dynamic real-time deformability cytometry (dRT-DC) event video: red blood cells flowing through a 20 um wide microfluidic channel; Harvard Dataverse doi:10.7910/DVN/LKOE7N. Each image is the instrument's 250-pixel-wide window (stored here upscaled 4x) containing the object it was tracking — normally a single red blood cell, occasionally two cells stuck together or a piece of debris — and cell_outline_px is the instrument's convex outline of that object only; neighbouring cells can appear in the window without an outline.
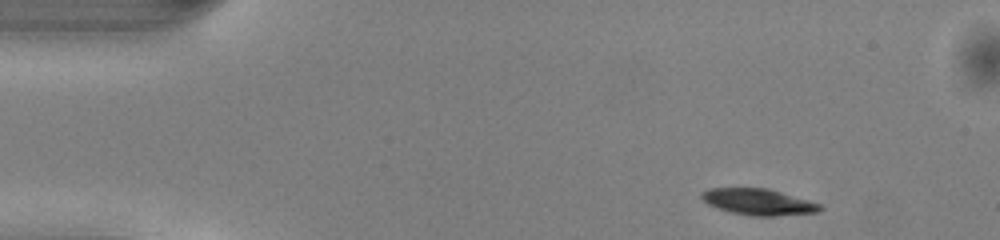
{"species": "common noctule bat (a hibernating species)", "species_latin": "Nyctalus noctula", "temperature_condition": "warm", "stored_images_in_passage": 46, "segment_of_instrument_passage": [1, 2], "camera_frame_rate_fps": 3000, "um_per_image_px": 0.085, "animal": {"sex": "male", "body_mass_g": 13.0, "forearm_length_mm": 53.1}, "frame": {"image": 1, "passage_image": 1, "time_ms": 0.0, "image_size_px": [1000, 240], "cell_outline_px": [[824, 208], [820, 212], [776, 216], [752, 216], [732, 212], [708, 204], [700, 196], [700, 192], [708, 188], [768, 188], [808, 200], [820, 204]], "centroid_in_image_um": [64.48, 17.16], "position_along_channel_um": 20.5, "area_um2": 18.09}}
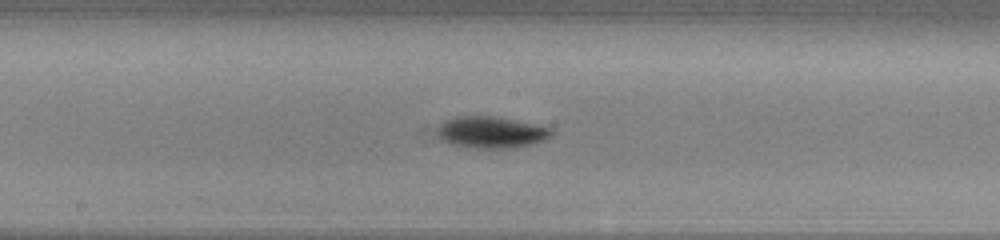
{"frame": {"image": 2, "passage_image": 21, "time_ms": 6.667, "image_size_px": [1000, 240], "cell_outline_px": [[556, 132], [552, 136], [544, 140], [532, 144], [516, 148], [472, 148], [448, 144], [440, 140], [436, 136], [436, 128], [444, 120], [456, 116], [496, 116], [552, 128]], "centroid_in_image_um": [41.71, 11.25], "position_along_channel_um": 206.5, "area_um2": 21.56}}
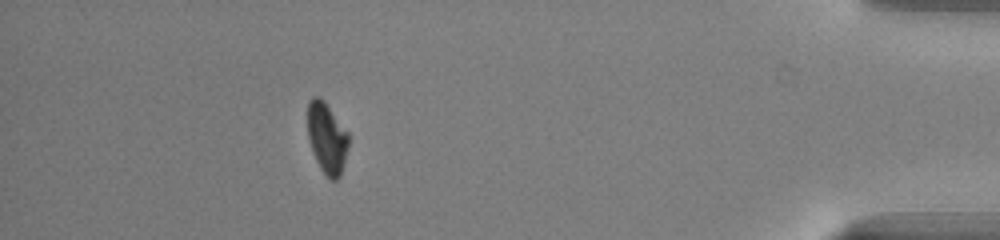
{"frame": {"image": 3, "passage_image": 40, "time_ms": 13.0, "image_size_px": [1000, 240], "cell_outline_px": [[348, 148], [340, 176], [336, 180], [332, 180], [320, 168], [312, 152], [308, 136], [308, 100], [312, 96], [316, 96], [324, 100], [348, 132]], "centroid_in_image_um": [27.78, 11.7], "position_along_channel_um": 407.4, "area_um2": 16.82}}